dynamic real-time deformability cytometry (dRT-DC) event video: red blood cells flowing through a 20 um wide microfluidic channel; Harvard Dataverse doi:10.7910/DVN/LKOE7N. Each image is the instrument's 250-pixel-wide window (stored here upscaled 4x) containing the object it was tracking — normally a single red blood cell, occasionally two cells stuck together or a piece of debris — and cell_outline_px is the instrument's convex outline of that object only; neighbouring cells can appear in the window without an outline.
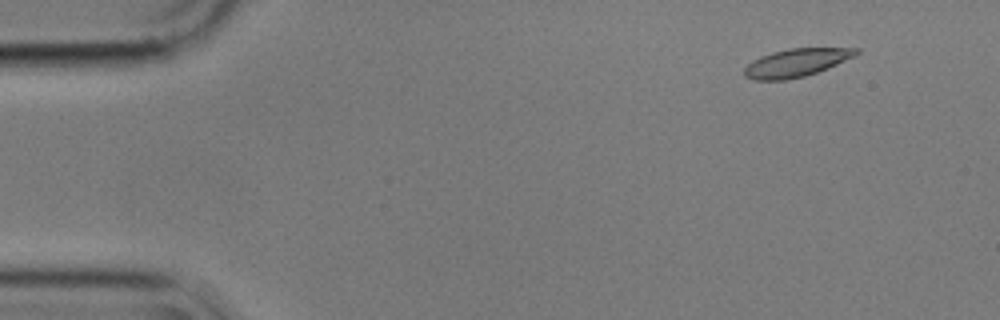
{"species": "common noctule bat (a hibernating species)", "species_latin": "Nyctalus noctula", "temperature_condition": "cold", "stored_images_in_passage": 15, "camera_frame_rate_fps": 3000, "um_per_image_px": 0.085, "animal": {"sex": "male", "body_mass_g": 17.9}, "frame": {"image": 1, "passage_image": 2, "time_ms": 0.333, "image_size_px": [1000, 320], "cell_outline_px": [[860, 52], [856, 56], [828, 68], [804, 76], [784, 80], [752, 80], [744, 76], [744, 68], [752, 60], [760, 56], [772, 52], [788, 48], [860, 48]], "centroid_in_image_um": [67.68, 5.32], "position_along_channel_um": 17.3, "area_um2": 18.38}}
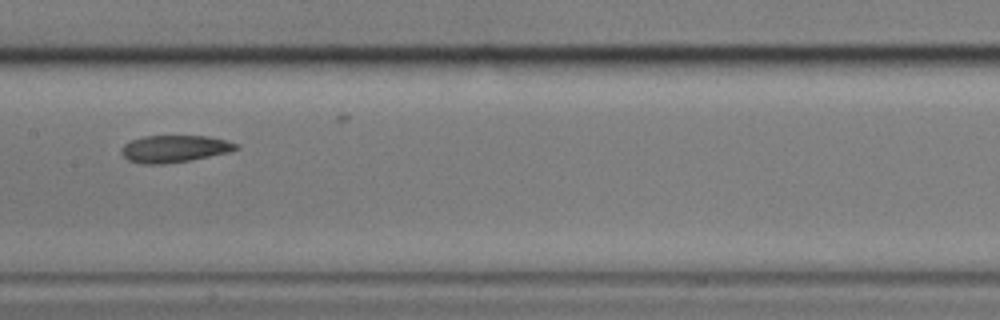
{"frame": {"image": 2, "passage_image": 8, "time_ms": 2.333, "image_size_px": [1000, 320], "cell_outline_px": [[240, 148], [228, 152], [188, 160], [164, 164], [140, 164], [128, 160], [120, 152], [120, 148], [124, 144], [132, 140], [144, 136], [208, 136], [240, 144]], "centroid_in_image_um": [14.8, 12.64], "position_along_channel_um": 192.6, "area_um2": 18.03}}
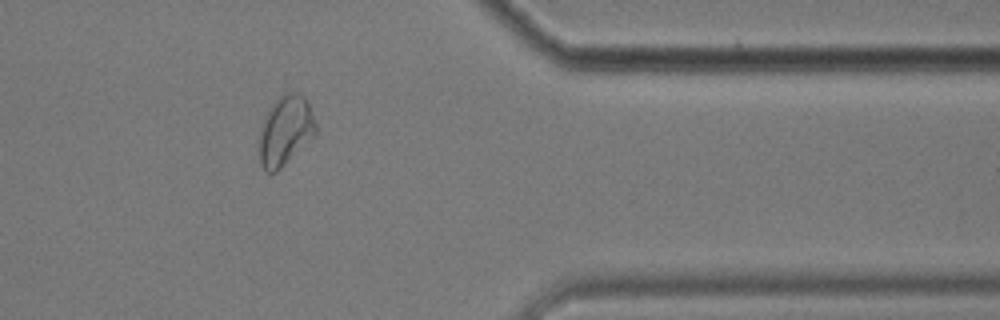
{"frame": {"image": 3, "passage_image": 13, "time_ms": 4.0, "image_size_px": [1000, 320], "cell_outline_px": [[316, 136], [276, 172], [268, 172], [260, 164], [256, 144], [256, 140], [260, 128], [268, 108], [284, 92], [300, 92], [308, 100], [316, 124]], "centroid_in_image_um": [24.23, 11.1], "position_along_channel_um": 387.2, "area_um2": 23.7}}